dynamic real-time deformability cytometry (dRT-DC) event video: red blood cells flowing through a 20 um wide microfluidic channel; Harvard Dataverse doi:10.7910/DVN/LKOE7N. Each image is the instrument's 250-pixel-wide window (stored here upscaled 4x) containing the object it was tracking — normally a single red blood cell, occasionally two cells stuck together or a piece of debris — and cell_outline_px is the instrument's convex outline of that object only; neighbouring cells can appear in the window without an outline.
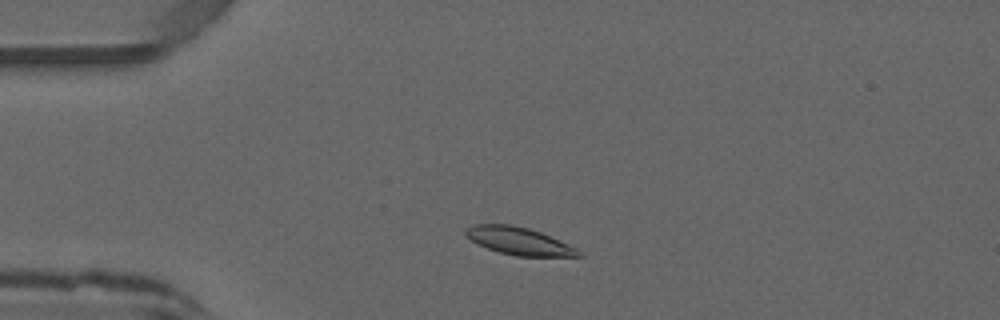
{"species": "common noctule bat (a hibernating species)", "species_latin": "Nyctalus noctula", "temperature_condition": "warm", "stored_images_in_passage": 26, "camera_frame_rate_fps": 3000, "um_per_image_px": 0.085, "animal": {"sex": "male", "forearm_length_mm": 52.5}, "frame": {"image": 1, "passage_image": 3, "time_ms": 0.667, "image_size_px": [1000, 320], "cell_outline_px": [[584, 256], [516, 256], [500, 252], [476, 244], [464, 232], [464, 228], [472, 224], [508, 224], [528, 228], [540, 232], [568, 244], [576, 248]], "centroid_in_image_um": [44.07, 20.48], "position_along_channel_um": 40.9, "area_um2": 17.92}}
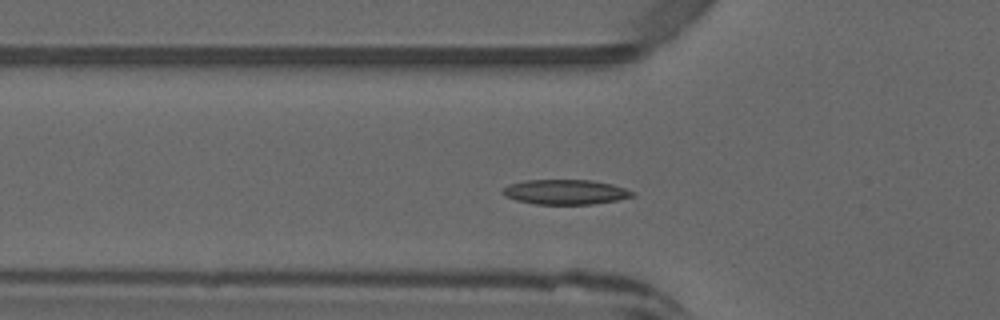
{"frame": {"image": 2, "passage_image": 8, "time_ms": 2.333, "image_size_px": [1000, 320], "cell_outline_px": [[636, 196], [616, 200], [592, 204], [536, 204], [516, 200], [504, 196], [500, 192], [508, 184], [524, 180], [592, 180], [612, 184], [624, 188], [632, 192]], "centroid_in_image_um": [48.01, 16.31], "position_along_channel_um": 77.8, "area_um2": 18.79}}
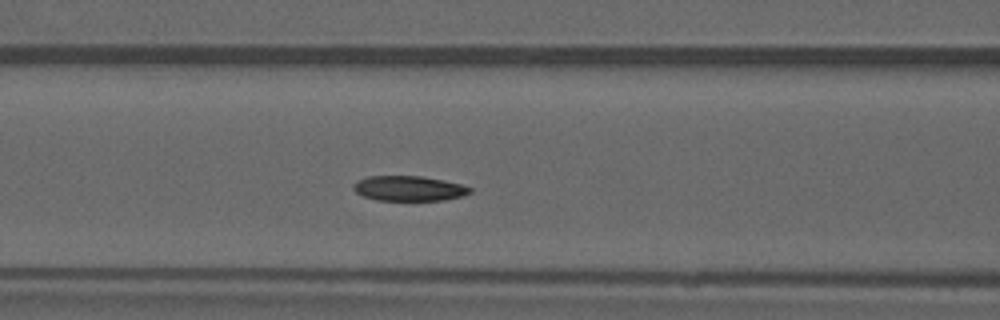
{"frame": {"image": 3, "passage_image": 12, "time_ms": 3.667, "image_size_px": [1000, 320], "cell_outline_px": [[472, 192], [464, 196], [444, 200], [376, 200], [364, 196], [356, 192], [352, 188], [352, 184], [356, 180], [368, 176], [424, 176], [444, 180], [460, 184], [472, 188]], "centroid_in_image_um": [34.75, 16.01], "position_along_channel_um": 131.8, "area_um2": 17.17}}